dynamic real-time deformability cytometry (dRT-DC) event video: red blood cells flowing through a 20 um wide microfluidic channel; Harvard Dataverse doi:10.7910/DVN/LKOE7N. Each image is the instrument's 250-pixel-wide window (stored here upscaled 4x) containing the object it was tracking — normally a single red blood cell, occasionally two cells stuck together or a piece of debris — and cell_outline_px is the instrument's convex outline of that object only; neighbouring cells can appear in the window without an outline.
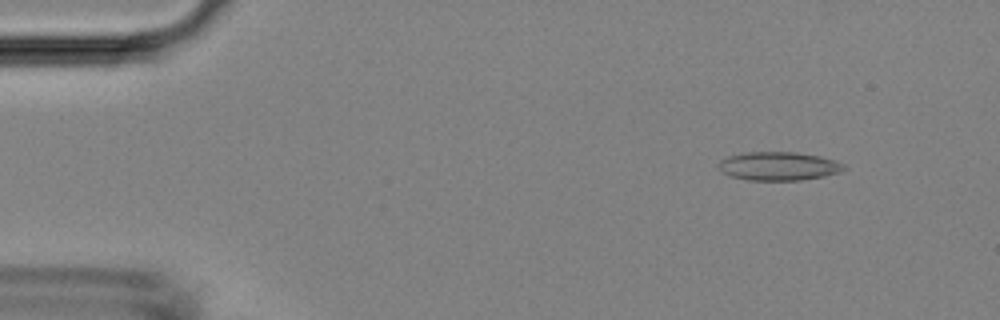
{"species": "Egyptian fruit bat (a non-hibernating species)", "species_latin": "Rousettus aegyptiacus", "temperature_condition": "room temperature", "stored_images_in_passage": 2, "camera_frame_rate_fps": 3000, "um_per_image_px": 0.085, "animal": {"sex": "female"}, "frame": {"image": 1, "passage_image": 2, "time_ms": 1.333, "image_size_px": [1000, 320], "cell_outline_px": [[848, 168], [840, 172], [824, 176], [800, 180], [748, 180], [732, 176], [720, 172], [716, 164], [720, 160], [728, 156], [744, 152], [796, 152], [820, 156], [836, 160], [844, 164]], "centroid_in_image_um": [66.17, 14.11], "position_along_channel_um": 18.8, "area_um2": 21.1}}